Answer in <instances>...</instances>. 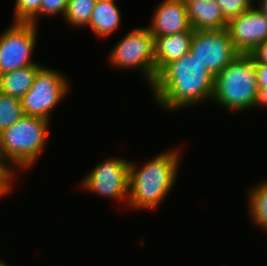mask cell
<instances>
[{
  "mask_svg": "<svg viewBox=\"0 0 267 266\" xmlns=\"http://www.w3.org/2000/svg\"><path fill=\"white\" fill-rule=\"evenodd\" d=\"M214 80L207 68L188 52L158 73L150 91L156 105L174 112L206 101L209 103L213 97Z\"/></svg>",
  "mask_w": 267,
  "mask_h": 266,
  "instance_id": "cell-1",
  "label": "cell"
},
{
  "mask_svg": "<svg viewBox=\"0 0 267 266\" xmlns=\"http://www.w3.org/2000/svg\"><path fill=\"white\" fill-rule=\"evenodd\" d=\"M181 151L171 149L160 153L141 168L129 163L128 207L135 210H155L169 195L176 182Z\"/></svg>",
  "mask_w": 267,
  "mask_h": 266,
  "instance_id": "cell-2",
  "label": "cell"
},
{
  "mask_svg": "<svg viewBox=\"0 0 267 266\" xmlns=\"http://www.w3.org/2000/svg\"><path fill=\"white\" fill-rule=\"evenodd\" d=\"M50 121L29 115L0 132V159L12 171H25L36 164L45 148ZM16 169H13V168Z\"/></svg>",
  "mask_w": 267,
  "mask_h": 266,
  "instance_id": "cell-3",
  "label": "cell"
},
{
  "mask_svg": "<svg viewBox=\"0 0 267 266\" xmlns=\"http://www.w3.org/2000/svg\"><path fill=\"white\" fill-rule=\"evenodd\" d=\"M258 96L255 61L250 54H239L214 80L213 104L230 112L255 107Z\"/></svg>",
  "mask_w": 267,
  "mask_h": 266,
  "instance_id": "cell-4",
  "label": "cell"
},
{
  "mask_svg": "<svg viewBox=\"0 0 267 266\" xmlns=\"http://www.w3.org/2000/svg\"><path fill=\"white\" fill-rule=\"evenodd\" d=\"M155 38L147 27H136L122 38L110 51L109 62L115 69H138L151 88L156 80Z\"/></svg>",
  "mask_w": 267,
  "mask_h": 266,
  "instance_id": "cell-5",
  "label": "cell"
},
{
  "mask_svg": "<svg viewBox=\"0 0 267 266\" xmlns=\"http://www.w3.org/2000/svg\"><path fill=\"white\" fill-rule=\"evenodd\" d=\"M56 70L43 66L38 71L33 86L20 99L24 115L50 121L51 112L66 97L70 89L66 76Z\"/></svg>",
  "mask_w": 267,
  "mask_h": 266,
  "instance_id": "cell-6",
  "label": "cell"
},
{
  "mask_svg": "<svg viewBox=\"0 0 267 266\" xmlns=\"http://www.w3.org/2000/svg\"><path fill=\"white\" fill-rule=\"evenodd\" d=\"M0 34V75L35 65L32 57L36 48L38 26L31 22H14Z\"/></svg>",
  "mask_w": 267,
  "mask_h": 266,
  "instance_id": "cell-7",
  "label": "cell"
},
{
  "mask_svg": "<svg viewBox=\"0 0 267 266\" xmlns=\"http://www.w3.org/2000/svg\"><path fill=\"white\" fill-rule=\"evenodd\" d=\"M129 163L130 160L118 157L103 160L83 177L82 189L104 198L128 201Z\"/></svg>",
  "mask_w": 267,
  "mask_h": 266,
  "instance_id": "cell-8",
  "label": "cell"
},
{
  "mask_svg": "<svg viewBox=\"0 0 267 266\" xmlns=\"http://www.w3.org/2000/svg\"><path fill=\"white\" fill-rule=\"evenodd\" d=\"M190 52L214 77L239 55L226 28L194 30Z\"/></svg>",
  "mask_w": 267,
  "mask_h": 266,
  "instance_id": "cell-9",
  "label": "cell"
},
{
  "mask_svg": "<svg viewBox=\"0 0 267 266\" xmlns=\"http://www.w3.org/2000/svg\"><path fill=\"white\" fill-rule=\"evenodd\" d=\"M227 31L239 54H250L267 39V18L255 4L227 23Z\"/></svg>",
  "mask_w": 267,
  "mask_h": 266,
  "instance_id": "cell-10",
  "label": "cell"
},
{
  "mask_svg": "<svg viewBox=\"0 0 267 266\" xmlns=\"http://www.w3.org/2000/svg\"><path fill=\"white\" fill-rule=\"evenodd\" d=\"M154 38L193 29L186 11L185 0H162L147 26Z\"/></svg>",
  "mask_w": 267,
  "mask_h": 266,
  "instance_id": "cell-11",
  "label": "cell"
},
{
  "mask_svg": "<svg viewBox=\"0 0 267 266\" xmlns=\"http://www.w3.org/2000/svg\"><path fill=\"white\" fill-rule=\"evenodd\" d=\"M194 29L155 38L154 58L156 78L170 62L190 52Z\"/></svg>",
  "mask_w": 267,
  "mask_h": 266,
  "instance_id": "cell-12",
  "label": "cell"
},
{
  "mask_svg": "<svg viewBox=\"0 0 267 266\" xmlns=\"http://www.w3.org/2000/svg\"><path fill=\"white\" fill-rule=\"evenodd\" d=\"M186 11L194 30H221L227 28L216 0H185Z\"/></svg>",
  "mask_w": 267,
  "mask_h": 266,
  "instance_id": "cell-13",
  "label": "cell"
},
{
  "mask_svg": "<svg viewBox=\"0 0 267 266\" xmlns=\"http://www.w3.org/2000/svg\"><path fill=\"white\" fill-rule=\"evenodd\" d=\"M116 0L99 1L95 3L89 24L92 32L97 37L107 38L115 31L121 24V12L116 5Z\"/></svg>",
  "mask_w": 267,
  "mask_h": 266,
  "instance_id": "cell-14",
  "label": "cell"
},
{
  "mask_svg": "<svg viewBox=\"0 0 267 266\" xmlns=\"http://www.w3.org/2000/svg\"><path fill=\"white\" fill-rule=\"evenodd\" d=\"M42 63L6 72L0 75V92L21 99L33 86Z\"/></svg>",
  "mask_w": 267,
  "mask_h": 266,
  "instance_id": "cell-15",
  "label": "cell"
},
{
  "mask_svg": "<svg viewBox=\"0 0 267 266\" xmlns=\"http://www.w3.org/2000/svg\"><path fill=\"white\" fill-rule=\"evenodd\" d=\"M248 216L254 226L267 233V180L250 187L248 197Z\"/></svg>",
  "mask_w": 267,
  "mask_h": 266,
  "instance_id": "cell-16",
  "label": "cell"
},
{
  "mask_svg": "<svg viewBox=\"0 0 267 266\" xmlns=\"http://www.w3.org/2000/svg\"><path fill=\"white\" fill-rule=\"evenodd\" d=\"M95 0H69L64 18L73 28H83L89 24Z\"/></svg>",
  "mask_w": 267,
  "mask_h": 266,
  "instance_id": "cell-17",
  "label": "cell"
},
{
  "mask_svg": "<svg viewBox=\"0 0 267 266\" xmlns=\"http://www.w3.org/2000/svg\"><path fill=\"white\" fill-rule=\"evenodd\" d=\"M24 116L19 99L0 92V132Z\"/></svg>",
  "mask_w": 267,
  "mask_h": 266,
  "instance_id": "cell-18",
  "label": "cell"
},
{
  "mask_svg": "<svg viewBox=\"0 0 267 266\" xmlns=\"http://www.w3.org/2000/svg\"><path fill=\"white\" fill-rule=\"evenodd\" d=\"M42 0H16L14 5V22H31L39 25Z\"/></svg>",
  "mask_w": 267,
  "mask_h": 266,
  "instance_id": "cell-19",
  "label": "cell"
},
{
  "mask_svg": "<svg viewBox=\"0 0 267 266\" xmlns=\"http://www.w3.org/2000/svg\"><path fill=\"white\" fill-rule=\"evenodd\" d=\"M216 2L227 21L238 17L254 5L250 0H216Z\"/></svg>",
  "mask_w": 267,
  "mask_h": 266,
  "instance_id": "cell-20",
  "label": "cell"
},
{
  "mask_svg": "<svg viewBox=\"0 0 267 266\" xmlns=\"http://www.w3.org/2000/svg\"><path fill=\"white\" fill-rule=\"evenodd\" d=\"M69 0H42L41 2V18L43 16L64 15L67 10Z\"/></svg>",
  "mask_w": 267,
  "mask_h": 266,
  "instance_id": "cell-21",
  "label": "cell"
},
{
  "mask_svg": "<svg viewBox=\"0 0 267 266\" xmlns=\"http://www.w3.org/2000/svg\"><path fill=\"white\" fill-rule=\"evenodd\" d=\"M258 88L267 87V63H255Z\"/></svg>",
  "mask_w": 267,
  "mask_h": 266,
  "instance_id": "cell-22",
  "label": "cell"
},
{
  "mask_svg": "<svg viewBox=\"0 0 267 266\" xmlns=\"http://www.w3.org/2000/svg\"><path fill=\"white\" fill-rule=\"evenodd\" d=\"M250 55L255 63H267V39L259 44Z\"/></svg>",
  "mask_w": 267,
  "mask_h": 266,
  "instance_id": "cell-23",
  "label": "cell"
},
{
  "mask_svg": "<svg viewBox=\"0 0 267 266\" xmlns=\"http://www.w3.org/2000/svg\"><path fill=\"white\" fill-rule=\"evenodd\" d=\"M13 178H0V198L9 194L14 185Z\"/></svg>",
  "mask_w": 267,
  "mask_h": 266,
  "instance_id": "cell-24",
  "label": "cell"
},
{
  "mask_svg": "<svg viewBox=\"0 0 267 266\" xmlns=\"http://www.w3.org/2000/svg\"><path fill=\"white\" fill-rule=\"evenodd\" d=\"M256 107L267 108V87L258 88V96H257L255 108Z\"/></svg>",
  "mask_w": 267,
  "mask_h": 266,
  "instance_id": "cell-25",
  "label": "cell"
},
{
  "mask_svg": "<svg viewBox=\"0 0 267 266\" xmlns=\"http://www.w3.org/2000/svg\"><path fill=\"white\" fill-rule=\"evenodd\" d=\"M16 174V171H12L0 159V178H14Z\"/></svg>",
  "mask_w": 267,
  "mask_h": 266,
  "instance_id": "cell-26",
  "label": "cell"
},
{
  "mask_svg": "<svg viewBox=\"0 0 267 266\" xmlns=\"http://www.w3.org/2000/svg\"><path fill=\"white\" fill-rule=\"evenodd\" d=\"M255 7L267 18V0H258Z\"/></svg>",
  "mask_w": 267,
  "mask_h": 266,
  "instance_id": "cell-27",
  "label": "cell"
},
{
  "mask_svg": "<svg viewBox=\"0 0 267 266\" xmlns=\"http://www.w3.org/2000/svg\"><path fill=\"white\" fill-rule=\"evenodd\" d=\"M1 259V258H0ZM0 266H10L6 261H4L3 259L0 260Z\"/></svg>",
  "mask_w": 267,
  "mask_h": 266,
  "instance_id": "cell-28",
  "label": "cell"
},
{
  "mask_svg": "<svg viewBox=\"0 0 267 266\" xmlns=\"http://www.w3.org/2000/svg\"><path fill=\"white\" fill-rule=\"evenodd\" d=\"M96 2H99V1H109V0H95Z\"/></svg>",
  "mask_w": 267,
  "mask_h": 266,
  "instance_id": "cell-29",
  "label": "cell"
}]
</instances>
